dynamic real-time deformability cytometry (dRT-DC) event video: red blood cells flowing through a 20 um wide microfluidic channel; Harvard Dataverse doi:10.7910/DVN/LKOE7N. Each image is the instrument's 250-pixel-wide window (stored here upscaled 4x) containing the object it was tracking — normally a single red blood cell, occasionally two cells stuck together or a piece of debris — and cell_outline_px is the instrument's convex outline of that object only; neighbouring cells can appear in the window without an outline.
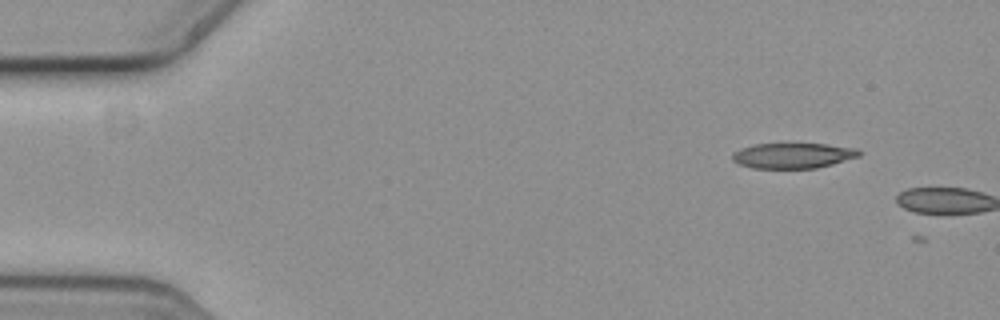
{"species": "common noctule bat (a hibernating species)", "species_latin": "Nyctalus noctula", "temperature_condition": "cold", "stored_images_in_passage": 2, "camera_frame_rate_fps": 3000, "um_per_image_px": 0.085, "animal": {"sex": "female", "body_mass_g": 19.3, "forearm_length_mm": 54.1}, "frame": {"image": 1, "passage_image": 1, "time_ms": 0.0, "image_size_px": [1000, 320], "cell_outline_px": [[860, 156], [832, 164], [816, 168], [752, 168], [740, 164], [732, 160], [732, 152], [740, 148], [752, 144], [824, 144], [860, 148]], "centroid_in_image_um": [67.39, 13.22], "position_along_channel_um": 17.6, "area_um2": 18.79}}